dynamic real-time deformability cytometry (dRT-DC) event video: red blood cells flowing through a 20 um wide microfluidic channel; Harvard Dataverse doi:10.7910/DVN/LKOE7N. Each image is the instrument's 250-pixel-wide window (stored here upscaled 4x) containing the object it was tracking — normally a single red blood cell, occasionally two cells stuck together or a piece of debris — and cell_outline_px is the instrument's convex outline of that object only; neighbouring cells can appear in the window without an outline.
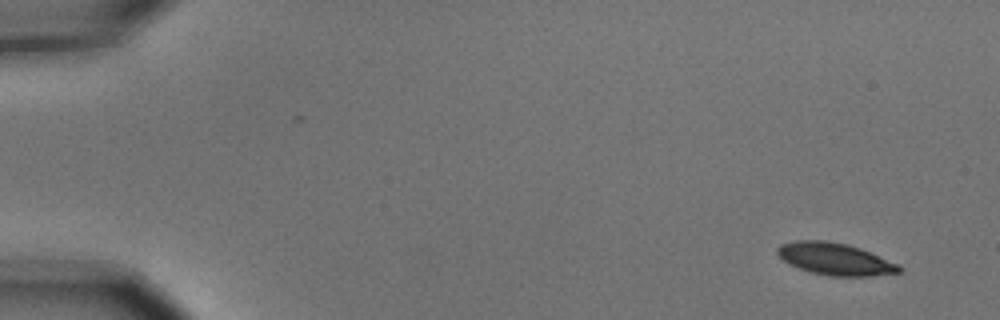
{"species": "common noctule bat (a hibernating species)", "species_latin": "Nyctalus noctula", "temperature_condition": "cold", "stored_images_in_passage": 2, "camera_frame_rate_fps": 3000, "um_per_image_px": 0.085, "animal": {"sex": "male", "body_mass_g": 15.6}, "frame": {"image": 1, "passage_image": 2, "time_ms": 0.333, "image_size_px": [1000, 320], "cell_outline_px": [[904, 268], [900, 272], [872, 276], [828, 276], [812, 272], [788, 264], [776, 252], [776, 248], [780, 244], [796, 240], [828, 240], [848, 244], [860, 248], [900, 264]], "centroid_in_image_um": [71.0, 22.0], "position_along_channel_um": 14.0, "area_um2": 22.95}}